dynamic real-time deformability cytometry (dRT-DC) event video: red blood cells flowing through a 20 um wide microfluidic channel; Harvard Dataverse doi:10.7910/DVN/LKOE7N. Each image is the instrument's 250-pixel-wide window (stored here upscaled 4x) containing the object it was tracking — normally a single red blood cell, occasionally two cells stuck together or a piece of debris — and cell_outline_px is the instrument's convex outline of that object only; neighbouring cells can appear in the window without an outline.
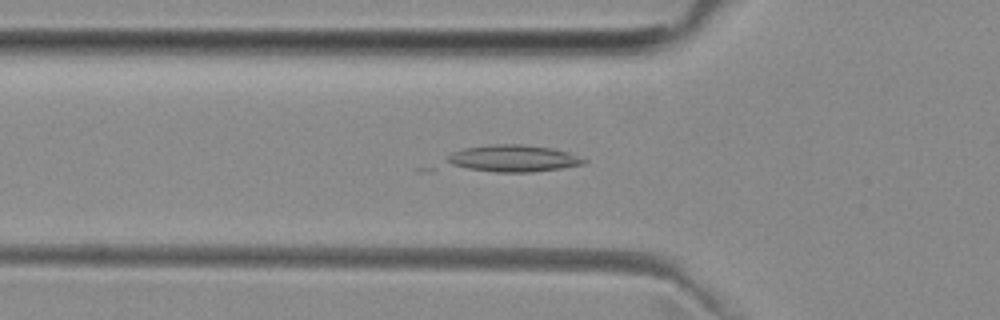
{"species": "common noctule bat (a hibernating species)", "species_latin": "Nyctalus noctula", "temperature_condition": "room temperature", "stored_images_in_passage": 44, "camera_frame_rate_fps": 3000, "um_per_image_px": 0.085, "animal": {"sex": "female", "body_mass_g": 29.2, "forearm_length_mm": 56.3}, "frame": {"image": 1, "passage_image": 15, "time_ms": 4.667, "image_size_px": [1000, 320], "cell_outline_px": [[588, 160], [584, 164], [560, 168], [532, 172], [416, 172], [416, 168], [452, 152], [464, 148], [492, 144], [524, 144], [552, 148], [568, 152]], "centroid_in_image_um": [42.74, 13.57], "position_along_channel_um": 83.1, "area_um2": 25.14}}
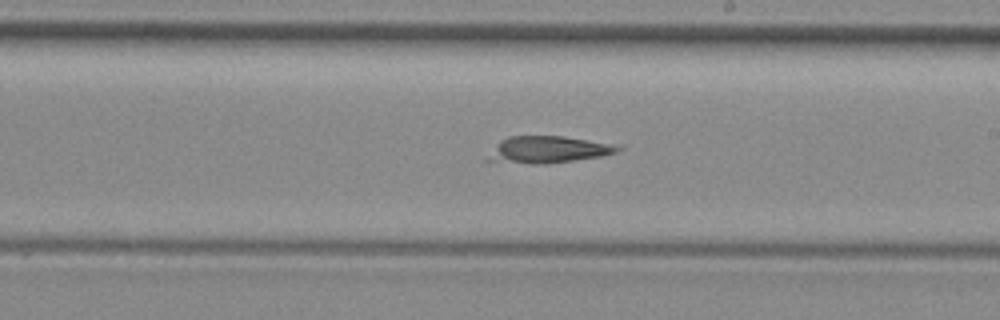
{"frame": {"image": 2, "passage_image": 27, "time_ms": 8.667, "image_size_px": [1000, 320], "cell_outline_px": [[624, 148], [616, 152], [600, 156], [548, 164], [532, 164], [484, 160], [500, 140], [508, 136], [564, 136]], "centroid_in_image_um": [46.48, 12.73], "position_along_channel_um": 242.5, "area_um2": 19.83}}
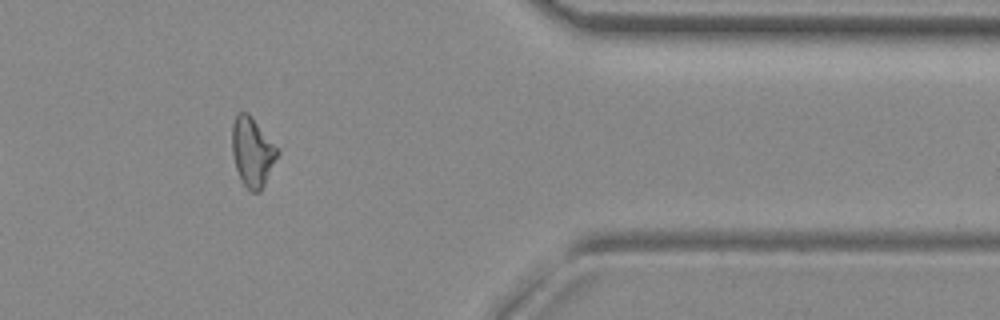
{"frame": {"image": 3, "passage_image": 40, "time_ms": 13.0, "image_size_px": [1000, 320], "cell_outline_px": [[280, 152], [260, 192], [248, 192], [240, 180], [236, 168], [232, 152], [232, 124], [236, 112], [248, 112], [280, 148]], "centroid_in_image_um": [21.46, 12.9], "position_along_channel_um": 389.9, "area_um2": 18.73}}